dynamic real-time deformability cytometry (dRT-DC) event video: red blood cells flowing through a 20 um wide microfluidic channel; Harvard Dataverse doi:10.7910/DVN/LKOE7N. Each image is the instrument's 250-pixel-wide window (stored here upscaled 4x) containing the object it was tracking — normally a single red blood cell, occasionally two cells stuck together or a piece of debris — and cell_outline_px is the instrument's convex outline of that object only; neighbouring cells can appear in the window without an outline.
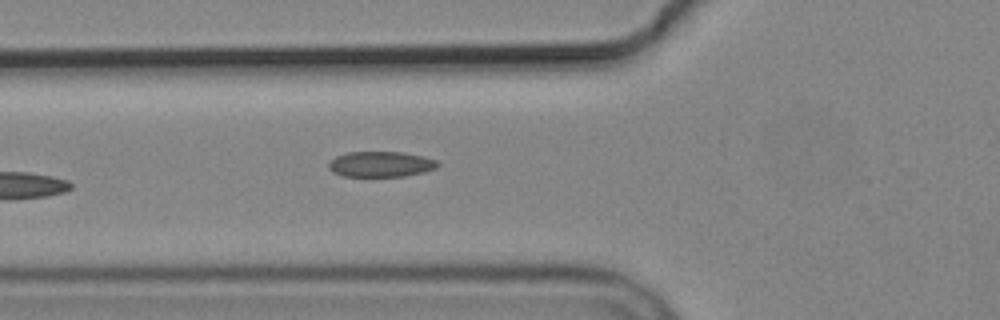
{"species": "common noctule bat (a hibernating species)", "species_latin": "Nyctalus noctula", "temperature_condition": "cold", "stored_images_in_passage": 6, "camera_frame_rate_fps": 3000, "um_per_image_px": 0.085, "animal": {"sex": "male", "body_mass_g": 19.2, "forearm_length_mm": 51.8}, "frame": {"image": 1, "passage_image": 6, "time_ms": 7.333, "image_size_px": [1000, 320], "cell_outline_px": [[440, 164], [436, 168], [424, 172], [404, 176], [344, 176], [332, 172], [328, 168], [328, 164], [336, 156], [348, 152], [400, 152], [424, 156], [436, 160]], "centroid_in_image_um": [32.37, 13.95], "position_along_channel_um": 93.4, "area_um2": 16.18}}